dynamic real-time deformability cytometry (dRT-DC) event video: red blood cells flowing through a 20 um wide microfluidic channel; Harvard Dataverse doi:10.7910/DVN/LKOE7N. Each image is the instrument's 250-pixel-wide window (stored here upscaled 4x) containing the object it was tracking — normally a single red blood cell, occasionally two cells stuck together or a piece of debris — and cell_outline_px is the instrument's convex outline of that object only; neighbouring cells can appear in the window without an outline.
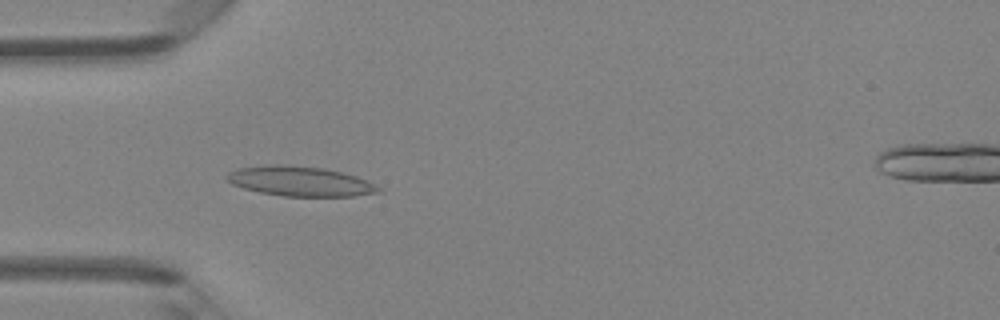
{"species": "Egyptian fruit bat (a non-hibernating species)", "species_latin": "Rousettus aegyptiacus", "temperature_condition": "room temperature", "stored_images_in_passage": 37, "camera_frame_rate_fps": 3000, "um_per_image_px": 0.085, "animal": {"sex": "female"}, "frame": {"image": 1, "passage_image": 4, "time_ms": 1.0, "image_size_px": [1000, 320], "cell_outline_px": [[380, 192], [356, 196], [284, 196], [260, 192], [244, 188], [232, 184], [224, 180], [224, 176], [228, 172], [240, 168], [264, 164], [284, 164], [324, 168], [356, 176], [368, 180], [376, 184], [380, 188]], "centroid_in_image_um": [25.48, 15.4], "position_along_channel_um": 59.5, "area_um2": 26.53}}
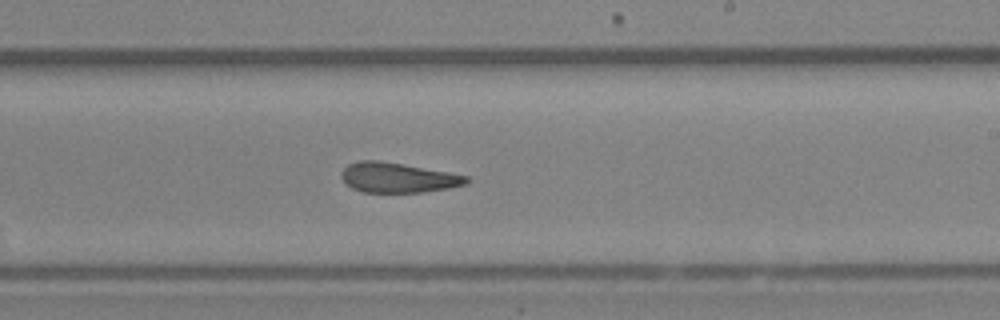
{"frame": {"image": 2, "passage_image": 18, "time_ms": 5.667, "image_size_px": [1000, 320], "cell_outline_px": [[472, 180], [464, 184], [448, 188], [420, 192], [364, 192], [352, 188], [340, 176], [340, 172], [348, 164], [360, 160], [380, 160], [448, 172], [468, 176]], "centroid_in_image_um": [33.8, 15.09], "position_along_channel_um": 255.2, "area_um2": 21.68}}
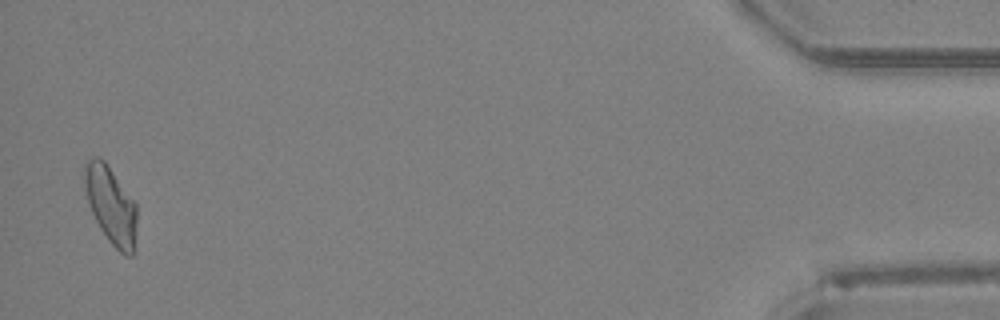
{"frame": {"image": 3, "passage_image": 36, "time_ms": 11.667, "image_size_px": [1000, 320], "cell_outline_px": [[136, 232], [132, 256], [124, 256], [108, 240], [100, 228], [88, 204], [84, 184], [84, 164], [92, 156], [100, 156], [104, 160], [136, 204]], "centroid_in_image_um": [9.41, 17.43], "position_along_channel_um": 425.8, "area_um2": 23.47}, "authors_computed_cell_mechanics": {"area_um2": 22.8888, "velocity_mm_per_s": 4.2782, "shape_relaxation_time_tau1_ms": null, "shape_relaxation_time_tau2_ms": 2.1273, "deformation_change_tau1": null, "deformation_change_tau2": 0.1026}}